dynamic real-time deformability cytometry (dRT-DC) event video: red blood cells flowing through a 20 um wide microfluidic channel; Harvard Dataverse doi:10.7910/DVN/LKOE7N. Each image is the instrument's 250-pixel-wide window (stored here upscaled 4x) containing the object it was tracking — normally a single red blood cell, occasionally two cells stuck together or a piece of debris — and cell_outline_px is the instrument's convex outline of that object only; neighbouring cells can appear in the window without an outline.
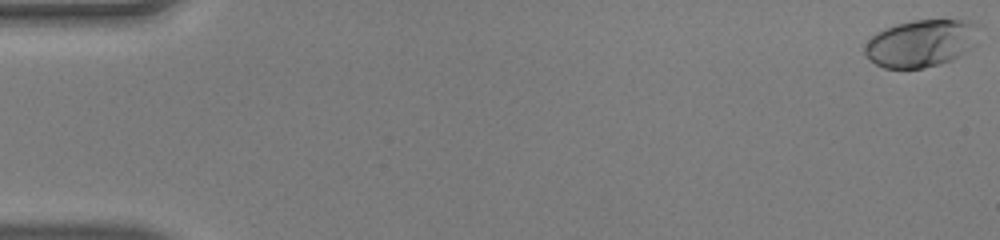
{"species": "human", "species_latin": "Homo sapiens", "temperature_condition": "warm", "stored_images_in_passage": 51, "camera_frame_rate_fps": 3000, "um_per_image_px": 0.085, "donor": {"sex": "male"}, "frame": {"image": 1, "passage_image": 1, "time_ms": 0.0, "image_size_px": [1000, 240], "cell_outline_px": [[980, 24], [976, 44], [952, 60], [940, 64], [924, 68], [884, 68], [876, 64], [864, 52], [864, 44], [876, 32], [884, 28], [896, 24], [912, 20], [968, 20]], "centroid_in_image_um": [78.31, 3.66], "position_along_channel_um": 6.7, "area_um2": 31.67}}
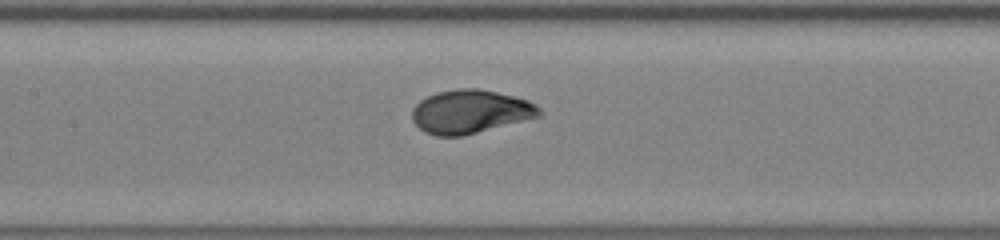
{"frame": {"image": 2, "passage_image": 25, "time_ms": 8.0, "image_size_px": [1000, 240], "cell_outline_px": [[544, 112], [540, 116], [464, 136], [436, 136], [424, 132], [412, 120], [412, 108], [420, 100], [436, 92], [456, 88], [476, 88], [496, 92], [528, 100], [536, 104]], "centroid_in_image_um": [39.97, 9.49], "position_along_channel_um": 167.4, "area_um2": 32.37}}
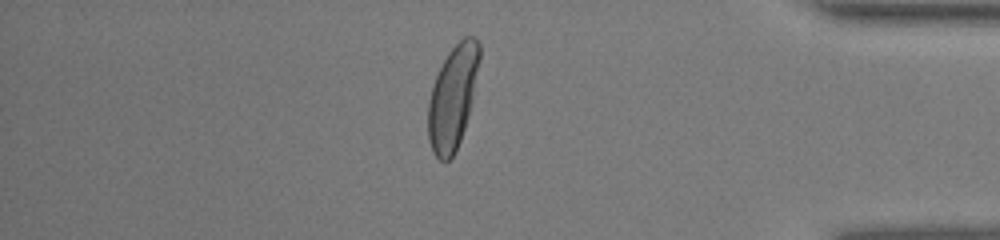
{"frame": {"image": 3, "passage_image": 44, "time_ms": 14.333, "image_size_px": [1000, 240], "cell_outline_px": [[480, 60], [472, 104], [460, 140], [452, 156], [448, 160], [440, 160], [432, 152], [428, 140], [428, 100], [432, 84], [448, 52], [464, 36], [476, 36], [480, 44]], "centroid_in_image_um": [38.49, 8.24], "position_along_channel_um": 396.7, "area_um2": 31.04}, "authors_computed_cell_mechanics": {"area_um2": 31.8478, "velocity_mm_per_s": 4.1133, "shape_relaxation_time_tau1_ms": 3.2397, "shape_relaxation_time_tau2_ms": null, "deformation_change_tau1": 0.1926, "deformation_change_tau2": null}}